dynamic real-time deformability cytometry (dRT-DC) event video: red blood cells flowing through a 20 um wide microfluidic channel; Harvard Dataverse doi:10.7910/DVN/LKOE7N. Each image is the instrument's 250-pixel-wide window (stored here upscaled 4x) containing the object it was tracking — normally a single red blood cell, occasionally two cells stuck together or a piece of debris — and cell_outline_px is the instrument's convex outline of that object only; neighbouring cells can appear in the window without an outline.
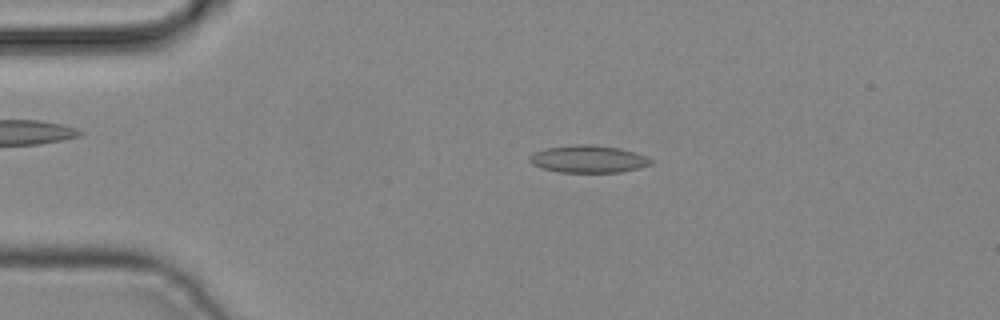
{"species": "common noctule bat (a hibernating species)", "species_latin": "Nyctalus noctula", "temperature_condition": "cold", "stored_images_in_passage": 39, "camera_frame_rate_fps": 3000, "um_per_image_px": 0.085, "animal": {"sex": "male", "body_mass_g": 19.2, "forearm_length_mm": 51.8}, "frame": {"image": 1, "passage_image": 5, "time_ms": 1.333, "image_size_px": [1000, 320], "cell_outline_px": [[652, 164], [640, 168], [620, 172], [560, 172], [544, 168], [532, 164], [528, 160], [528, 156], [544, 148], [572, 144], [592, 144], [620, 148], [636, 152], [652, 160]], "centroid_in_image_um": [50.0, 13.5], "position_along_channel_um": 35.0, "area_um2": 19.42}}
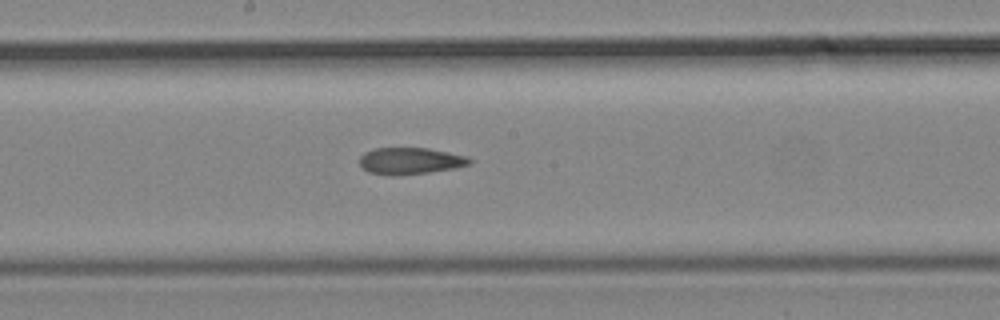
{"frame": {"image": 2, "passage_image": 19, "time_ms": 6.0, "image_size_px": [1000, 320], "cell_outline_px": [[472, 164], [456, 168], [428, 172], [392, 176], [388, 176], [368, 172], [360, 164], [360, 156], [364, 152], [376, 148], [428, 148], [468, 156], [472, 160]], "centroid_in_image_um": [34.89, 13.68], "position_along_channel_um": 213.3, "area_um2": 17.22}}
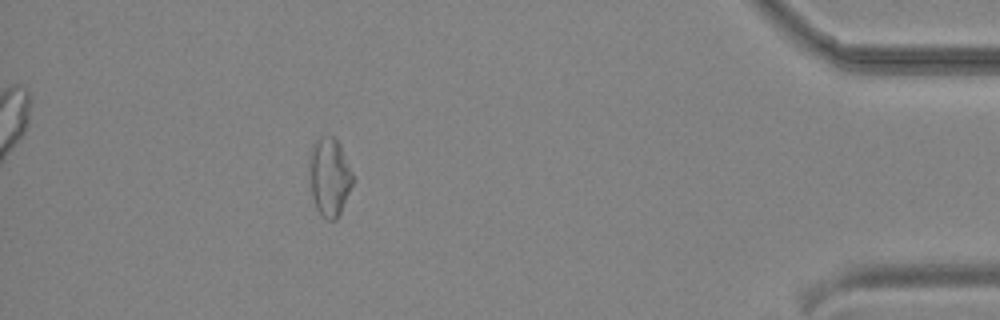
{"frame": {"image": 3, "passage_image": 35, "time_ms": 11.333, "image_size_px": [1000, 320], "cell_outline_px": [[352, 184], [340, 212], [336, 220], [328, 220], [316, 208], [312, 196], [308, 168], [308, 160], [312, 144], [320, 136], [332, 136], [340, 144], [352, 172]], "centroid_in_image_um": [27.96, 14.99], "position_along_channel_um": 407.2, "area_um2": 19.71}}